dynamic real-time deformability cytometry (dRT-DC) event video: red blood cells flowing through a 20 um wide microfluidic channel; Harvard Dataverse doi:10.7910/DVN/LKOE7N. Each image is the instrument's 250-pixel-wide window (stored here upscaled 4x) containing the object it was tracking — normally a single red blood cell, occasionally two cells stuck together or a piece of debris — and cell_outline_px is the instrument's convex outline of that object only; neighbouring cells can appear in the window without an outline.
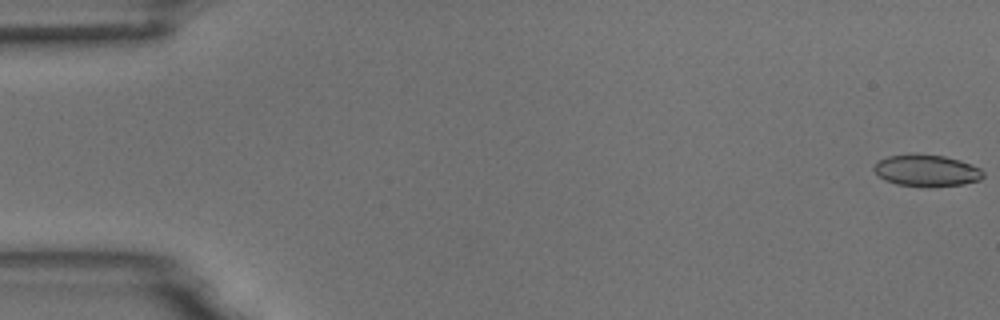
{"species": "common noctule bat (a hibernating species)", "species_latin": "Nyctalus noctula", "temperature_condition": "room temperature", "stored_images_in_passage": 55, "camera_frame_rate_fps": 3000, "um_per_image_px": 0.085, "animal": {"sex": "male", "body_mass_g": 18.8}, "frame": {"image": 1, "passage_image": 1, "time_ms": 0.0, "image_size_px": [1000, 320], "cell_outline_px": [[984, 176], [980, 180], [964, 184], [896, 184], [884, 180], [872, 168], [880, 160], [888, 156], [944, 156], [960, 160], [972, 164], [980, 168], [984, 172]], "centroid_in_image_um": [78.81, 14.49], "position_along_channel_um": 6.2, "area_um2": 18.9}}
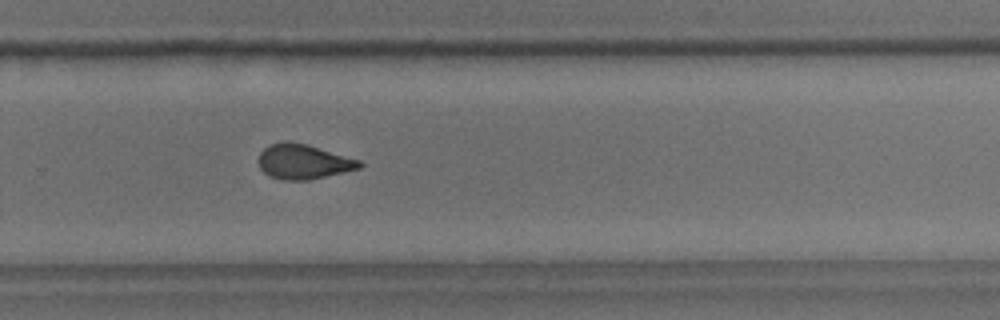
{"frame": {"image": 2, "passage_image": 37, "time_ms": 12.0, "image_size_px": [1000, 320], "cell_outline_px": [[364, 164], [360, 168], [344, 172], [308, 180], [284, 180], [268, 176], [260, 168], [260, 152], [268, 144], [284, 140], [308, 144], [360, 160]], "centroid_in_image_um": [25.78, 13.73], "position_along_channel_um": 304.0, "area_um2": 20.58}}
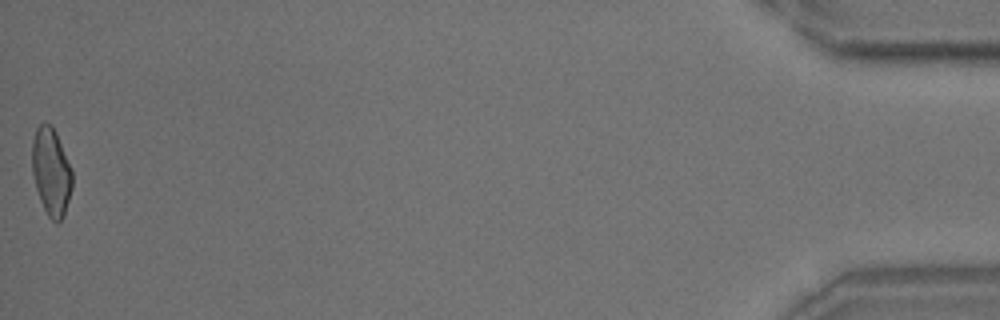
{"frame": {"image": 3, "passage_image": 55, "time_ms": 18.0, "image_size_px": [1000, 320], "cell_outline_px": [[72, 188], [64, 216], [56, 224], [48, 216], [40, 200], [36, 188], [32, 172], [32, 140], [36, 128], [44, 120], [52, 124], [56, 132], [72, 168]], "centroid_in_image_um": [4.35, 14.56], "position_along_channel_um": 430.8, "area_um2": 20.81}, "authors_computed_cell_mechanics": {"area_um2": 20.7502, "velocity_mm_per_s": 3.727, "shape_relaxation_time_tau1_ms": 8.152, "shape_relaxation_time_tau2_ms": 1.8847, "deformation_change_tau1": 0.1932, "deformation_change_tau2": 0.0763}}